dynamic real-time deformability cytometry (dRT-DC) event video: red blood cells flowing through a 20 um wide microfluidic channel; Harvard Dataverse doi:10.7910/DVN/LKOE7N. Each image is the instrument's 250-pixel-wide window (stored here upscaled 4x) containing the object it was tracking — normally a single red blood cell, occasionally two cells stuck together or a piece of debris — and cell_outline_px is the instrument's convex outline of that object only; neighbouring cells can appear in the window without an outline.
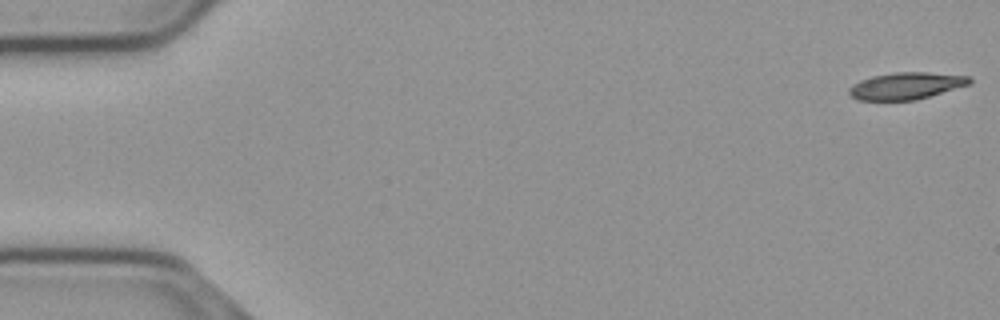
{"species": "common noctule bat (a hibernating species)", "species_latin": "Nyctalus noctula", "temperature_condition": "cold", "stored_images_in_passage": 9, "camera_frame_rate_fps": 3000, "um_per_image_px": 0.085, "animal": {"sex": "male", "body_mass_g": 23.1, "forearm_length_mm": 52.7}, "frame": {"image": 1, "passage_image": 1, "time_ms": 0.0, "image_size_px": [1000, 320], "cell_outline_px": [[972, 84], [916, 100], [856, 100], [848, 92], [848, 88], [852, 84], [860, 80], [872, 76], [896, 72], [928, 72], [968, 76], [972, 80]], "centroid_in_image_um": [77.02, 7.29], "position_along_channel_um": 8.0, "area_um2": 19.02}}